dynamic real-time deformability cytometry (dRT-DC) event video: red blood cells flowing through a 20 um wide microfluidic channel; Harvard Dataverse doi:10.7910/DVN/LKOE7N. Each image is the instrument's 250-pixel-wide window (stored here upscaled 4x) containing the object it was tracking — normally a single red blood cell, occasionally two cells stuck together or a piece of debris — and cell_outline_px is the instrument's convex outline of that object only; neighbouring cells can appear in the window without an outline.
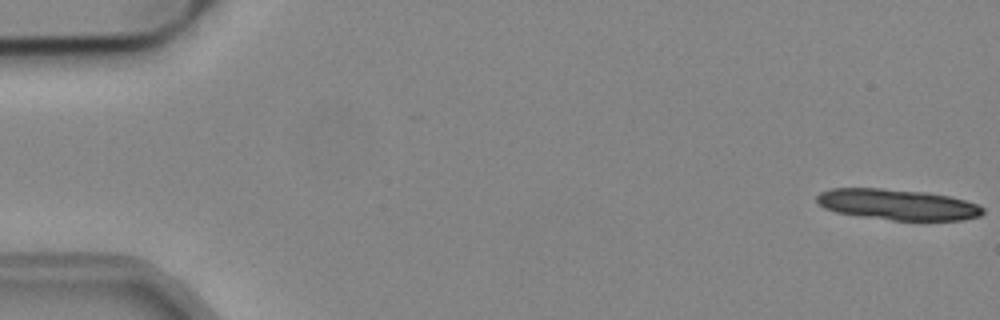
{"species": "common noctule bat (a hibernating species)", "species_latin": "Nyctalus noctula", "temperature_condition": "cold", "stored_images_in_passage": 14, "camera_frame_rate_fps": 3000, "um_per_image_px": 0.085, "animal": {"sex": "male", "body_mass_g": 19.2, "forearm_length_mm": 51.8}, "frame": {"image": 1, "passage_image": 1, "time_ms": 0.0, "image_size_px": [1000, 320], "cell_outline_px": [[984, 212], [980, 216], [964, 220], [892, 220], [836, 212], [824, 208], [816, 200], [816, 196], [820, 192], [832, 188], [880, 188], [928, 192], [948, 196], [964, 200], [976, 204], [984, 208]], "centroid_in_image_um": [76.29, 17.38], "position_along_channel_um": 8.7, "area_um2": 29.71}}